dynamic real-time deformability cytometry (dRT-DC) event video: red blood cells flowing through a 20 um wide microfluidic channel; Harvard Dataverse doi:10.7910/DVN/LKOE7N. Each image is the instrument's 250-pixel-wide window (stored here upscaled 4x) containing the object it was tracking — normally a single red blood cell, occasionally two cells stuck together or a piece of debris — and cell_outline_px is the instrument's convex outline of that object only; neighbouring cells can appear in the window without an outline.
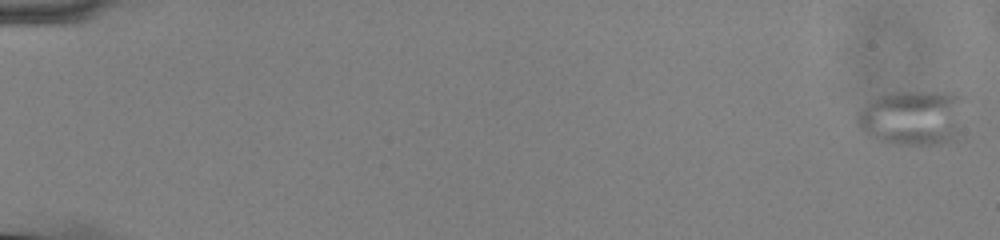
{"species": "common noctule bat (a hibernating species)", "species_latin": "Nyctalus noctula", "temperature_condition": "cold", "stored_images_in_passage": 52, "camera_frame_rate_fps": 3000, "um_per_image_px": 0.085, "animal": {"sex": "male", "body_mass_g": 13.0, "forearm_length_mm": 53.1}, "frame": {"image": 1, "passage_image": 1, "time_ms": 0.0, "image_size_px": [1000, 240], "cell_outline_px": [[964, 96], [956, 140], [944, 144], [884, 144], [868, 136], [856, 124], [856, 116], [860, 108], [868, 100], [876, 96], [892, 92], [956, 92]], "centroid_in_image_um": [77.52, 10.0], "position_along_channel_um": 7.5, "area_um2": 35.26}}
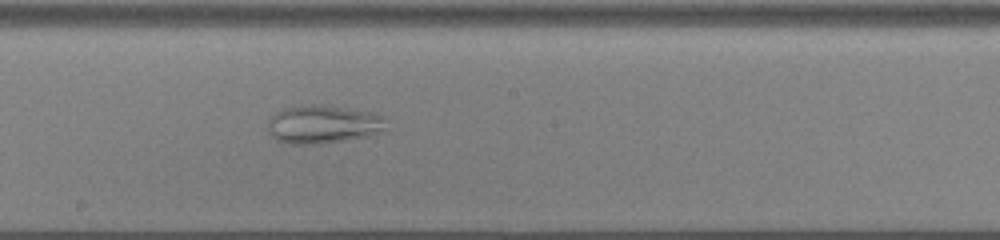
{"frame": {"image": 2, "passage_image": 33, "time_ms": 10.667, "image_size_px": [1000, 240], "cell_outline_px": [[388, 132], [368, 136], [316, 144], [288, 144], [276, 140], [268, 132], [268, 124], [272, 116], [276, 112], [284, 108], [308, 104], [320, 104], [372, 112], [380, 116]], "centroid_in_image_um": [27.45, 10.57], "position_along_channel_um": 220.8, "area_um2": 26.41}}
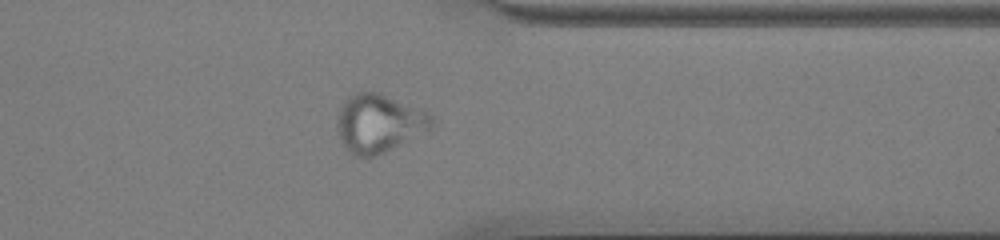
{"frame": {"image": 3, "passage_image": 46, "time_ms": 15.0, "image_size_px": [1000, 240], "cell_outline_px": [[432, 128], [368, 160], [356, 156], [348, 152], [336, 128], [336, 120], [340, 108], [344, 100], [348, 96], [360, 88], [380, 92], [428, 112], [432, 116]], "centroid_in_image_um": [32.15, 10.45], "position_along_channel_um": 379.2, "area_um2": 32.54}}